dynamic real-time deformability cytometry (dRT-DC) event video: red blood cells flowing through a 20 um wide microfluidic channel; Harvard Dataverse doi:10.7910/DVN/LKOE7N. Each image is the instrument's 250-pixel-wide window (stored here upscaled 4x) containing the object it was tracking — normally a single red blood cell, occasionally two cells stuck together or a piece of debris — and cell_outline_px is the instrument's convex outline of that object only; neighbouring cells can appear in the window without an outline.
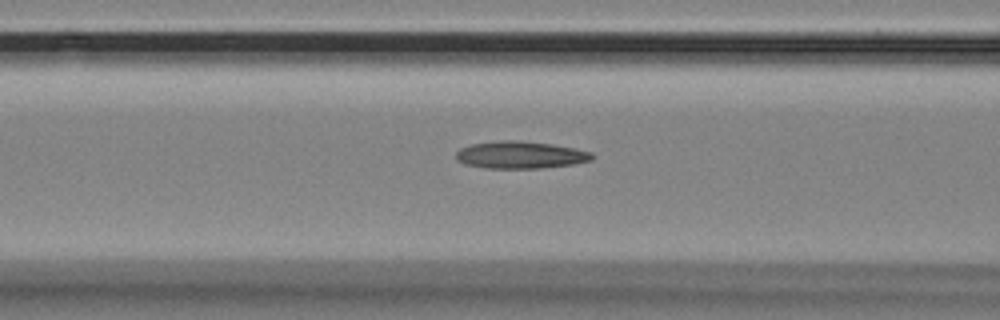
{"species": "Egyptian fruit bat (a non-hibernating species)", "species_latin": "Rousettus aegyptiacus", "temperature_condition": "room temperature", "stored_images_in_passage": 39, "camera_frame_rate_fps": 3000, "um_per_image_px": 0.085, "animal": {"sex": "female"}, "frame": {"image": 1, "passage_image": 12, "time_ms": 3.667, "image_size_px": [1000, 320], "cell_outline_px": [[596, 156], [592, 160], [572, 164], [540, 168], [484, 168], [464, 164], [456, 160], [456, 152], [460, 148], [472, 144], [500, 140], [520, 140], [552, 144], [592, 152]], "centroid_in_image_um": [44.22, 13.16], "position_along_channel_um": 122.4, "area_um2": 21.68}}
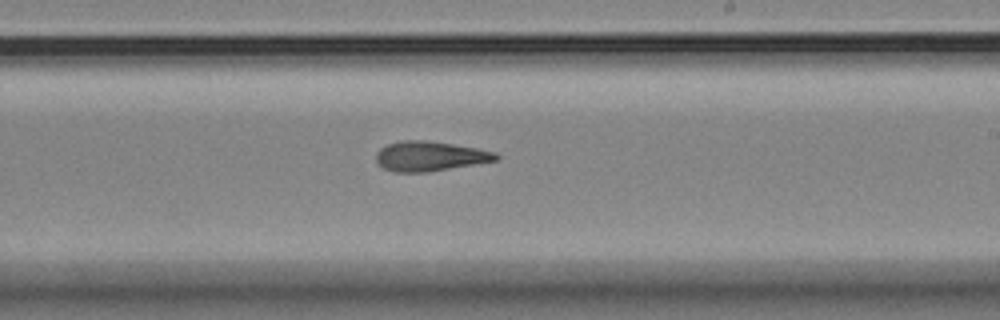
{"frame": {"image": 2, "passage_image": 23, "time_ms": 7.333, "image_size_px": [1000, 320], "cell_outline_px": [[500, 156], [496, 160], [428, 172], [396, 172], [384, 168], [376, 164], [376, 152], [380, 148], [388, 144], [404, 140], [424, 140], [452, 144], [476, 148], [496, 152]], "centroid_in_image_um": [36.5, 13.28], "position_along_channel_um": 252.5, "area_um2": 20.63}}
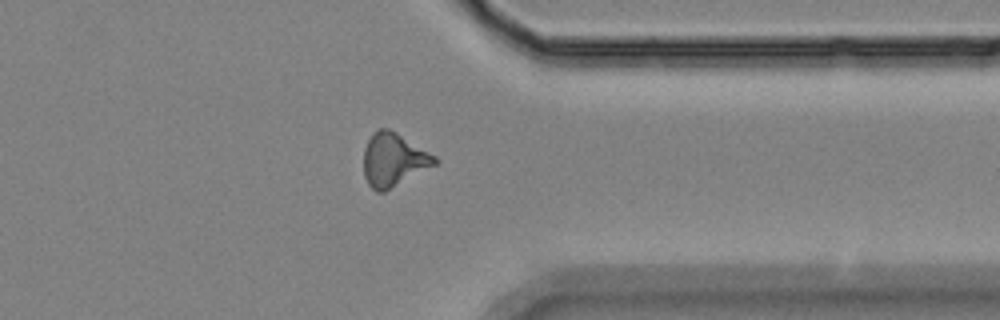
{"frame": {"image": 3, "passage_image": 34, "time_ms": 11.0, "image_size_px": [1000, 320], "cell_outline_px": [[436, 164], [384, 192], [376, 192], [368, 184], [364, 176], [364, 148], [372, 132], [380, 128], [388, 128], [396, 132], [436, 156]], "centroid_in_image_um": [33.42, 13.58], "position_along_channel_um": 378.0, "area_um2": 21.91}, "authors_computed_cell_mechanics": {"area_um2": 21.0392, "velocity_mm_per_s": 3.5478, "shape_relaxation_time_tau1_ms": 5.9039, "shape_relaxation_time_tau2_ms": 2.7361, "deformation_change_tau1": 0.1838, "deformation_change_tau2": 0.1231}}